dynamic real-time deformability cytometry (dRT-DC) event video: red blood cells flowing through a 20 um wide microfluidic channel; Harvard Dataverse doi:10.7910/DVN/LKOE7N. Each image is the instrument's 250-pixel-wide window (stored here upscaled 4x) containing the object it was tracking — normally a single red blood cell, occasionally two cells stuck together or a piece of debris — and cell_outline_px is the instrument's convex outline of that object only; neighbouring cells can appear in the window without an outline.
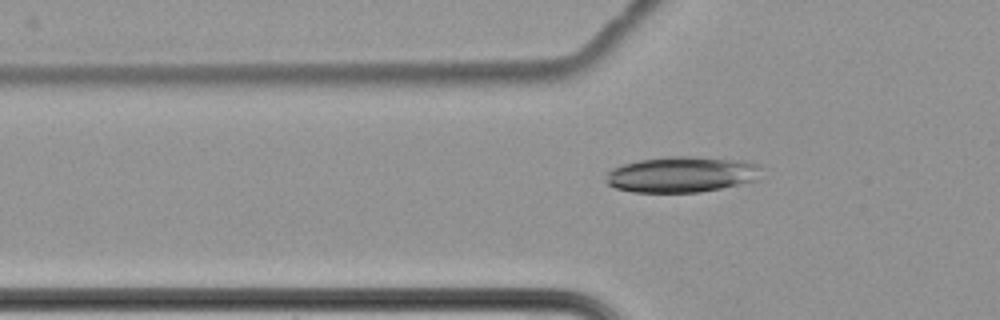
{"species": "common noctule bat (a hibernating species)", "species_latin": "Nyctalus noctula", "temperature_condition": "cold", "stored_images_in_passage": 65, "camera_frame_rate_fps": 3000, "um_per_image_px": 0.085, "animal": {"sex": "female", "body_mass_g": 22.7, "forearm_length_mm": 54.2}, "frame": {"image": 1, "passage_image": 25, "time_ms": 8.0, "image_size_px": [1000, 320], "cell_outline_px": [[732, 180], [728, 184], [712, 188], [688, 192], [644, 192], [620, 188], [612, 184], [612, 180], [616, 172], [620, 168], [632, 164], [652, 160], [708, 160], [716, 164]], "centroid_in_image_um": [57.01, 14.98], "position_along_channel_um": 68.8, "area_um2": 22.66}}
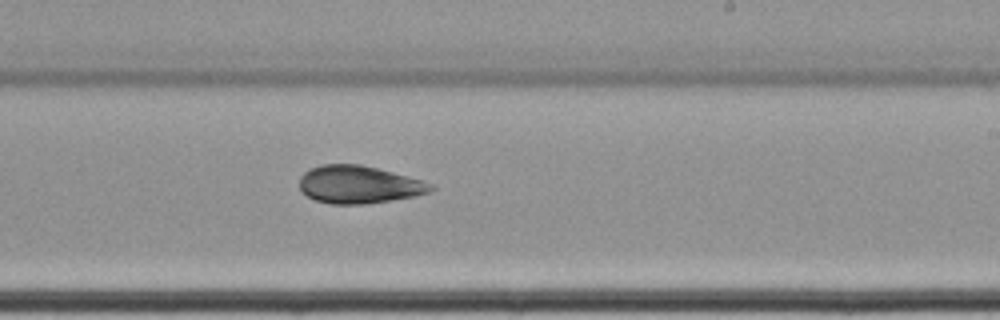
{"frame": {"image": 2, "passage_image": 42, "time_ms": 13.667, "image_size_px": [1000, 320], "cell_outline_px": [[420, 192], [404, 196], [384, 200], [320, 200], [308, 196], [300, 188], [300, 184], [304, 176], [308, 172], [316, 168], [332, 164], [348, 164], [372, 168], [412, 180]], "centroid_in_image_um": [30.16, 15.62], "position_along_channel_um": 258.8, "area_um2": 23.76}}
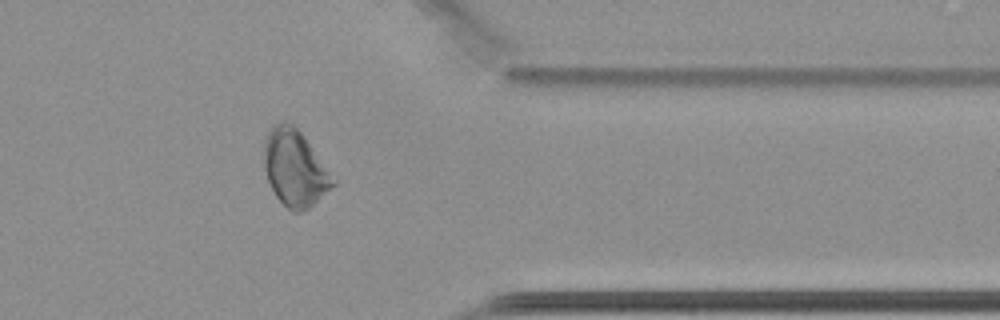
{"frame": {"image": 3, "passage_image": 54, "time_ms": 17.667, "image_size_px": [1000, 320], "cell_outline_px": [[332, 184], [324, 188], [288, 204], [276, 192], [268, 176], [268, 148], [272, 136], [296, 132], [300, 136]], "centroid_in_image_um": [24.99, 14.3], "position_along_channel_um": 386.4, "area_um2": 21.33}, "authors_computed_cell_mechanics": {"area_um2": 22.3686, "velocity_mm_per_s": 3.4121, "shape_relaxation_time_tau1_ms": null, "shape_relaxation_time_tau2_ms": 2.1332, "deformation_change_tau1": null, "deformation_change_tau2": 0.0552}}